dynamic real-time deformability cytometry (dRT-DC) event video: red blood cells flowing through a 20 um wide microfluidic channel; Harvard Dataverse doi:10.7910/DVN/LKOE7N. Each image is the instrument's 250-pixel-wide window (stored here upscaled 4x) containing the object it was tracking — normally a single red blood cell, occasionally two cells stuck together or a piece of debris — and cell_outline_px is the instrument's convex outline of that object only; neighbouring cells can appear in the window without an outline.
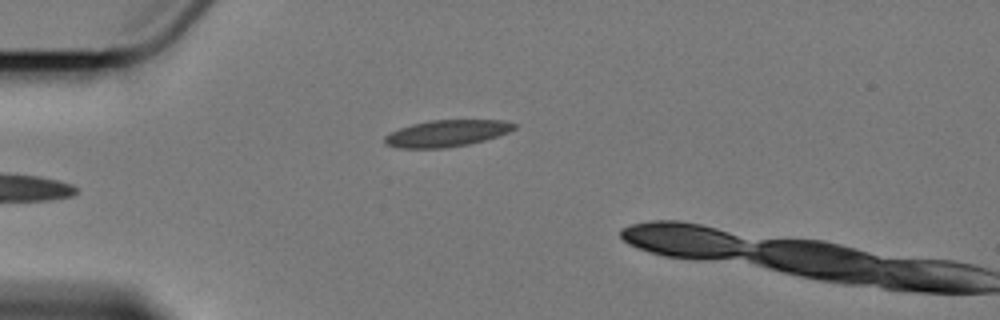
{"species": "Egyptian fruit bat (a non-hibernating species)", "species_latin": "Rousettus aegyptiacus", "temperature_condition": "cold", "stored_images_in_passage": 3, "camera_frame_rate_fps": 3000, "um_per_image_px": 0.085, "animal": {"sex": "female"}, "frame": {"image": 1, "passage_image": 3, "time_ms": 2.667, "image_size_px": [1000, 320], "cell_outline_px": [[516, 128], [508, 132], [484, 140], [468, 144], [444, 148], [400, 148], [384, 144], [384, 136], [400, 128], [412, 124], [428, 120], [504, 120], [516, 124]], "centroid_in_image_um": [37.95, 11.33], "position_along_channel_um": 47.0, "area_um2": 20.0}}